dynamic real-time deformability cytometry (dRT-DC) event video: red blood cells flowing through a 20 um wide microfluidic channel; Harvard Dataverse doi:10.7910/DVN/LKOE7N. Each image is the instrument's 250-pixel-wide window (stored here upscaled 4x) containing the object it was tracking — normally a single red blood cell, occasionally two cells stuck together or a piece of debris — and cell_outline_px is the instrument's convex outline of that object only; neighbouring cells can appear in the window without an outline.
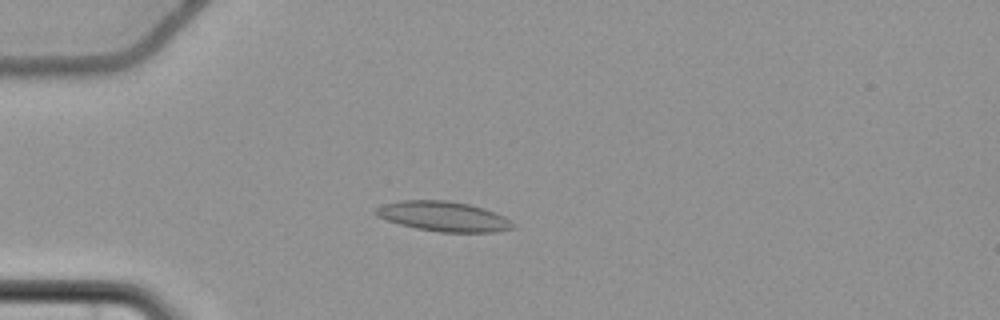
{"species": "common noctule bat (a hibernating species)", "species_latin": "Nyctalus noctula", "temperature_condition": "cold", "stored_images_in_passage": 50, "camera_frame_rate_fps": 3000, "um_per_image_px": 0.085, "animal": {"sex": "female", "body_mass_g": 22.7, "forearm_length_mm": 54.2}, "frame": {"image": 1, "passage_image": 9, "time_ms": 2.667, "image_size_px": [1000, 320], "cell_outline_px": [[516, 228], [496, 232], [440, 232], [416, 228], [400, 224], [376, 216], [372, 212], [376, 208], [384, 204], [404, 200], [448, 200], [468, 204], [484, 208], [504, 216], [516, 224]], "centroid_in_image_um": [37.73, 18.4], "position_along_channel_um": 47.3, "area_um2": 23.99}}
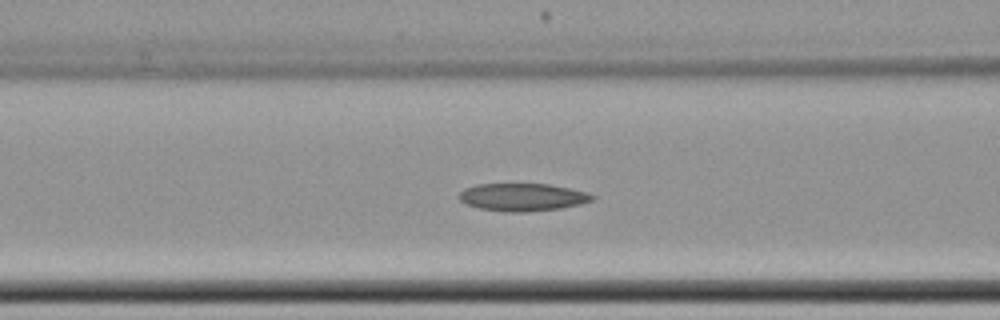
{"frame": {"image": 2, "passage_image": 17, "time_ms": 5.333, "image_size_px": [1000, 320], "cell_outline_px": [[596, 196], [592, 200], [580, 204], [560, 208], [524, 212], [508, 212], [480, 208], [464, 204], [460, 200], [460, 192], [464, 188], [476, 184], [548, 184], [588, 192]], "centroid_in_image_um": [44.4, 16.75], "position_along_channel_um": 122.2, "area_um2": 21.39}}
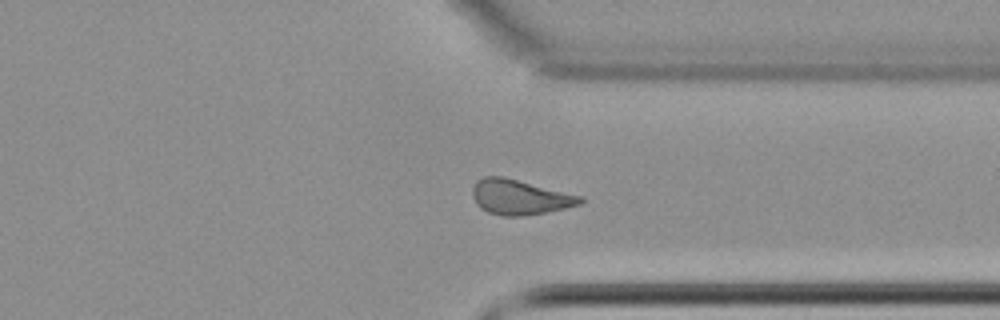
{"frame": {"image": 3, "passage_image": 37, "time_ms": 12.0, "image_size_px": [1000, 320], "cell_outline_px": [[584, 200], [580, 204], [564, 208], [524, 216], [504, 216], [488, 212], [480, 208], [476, 204], [472, 196], [472, 188], [476, 180], [484, 176], [504, 176], [584, 196]], "centroid_in_image_um": [44.16, 16.74], "position_along_channel_um": 367.2, "area_um2": 22.2}}